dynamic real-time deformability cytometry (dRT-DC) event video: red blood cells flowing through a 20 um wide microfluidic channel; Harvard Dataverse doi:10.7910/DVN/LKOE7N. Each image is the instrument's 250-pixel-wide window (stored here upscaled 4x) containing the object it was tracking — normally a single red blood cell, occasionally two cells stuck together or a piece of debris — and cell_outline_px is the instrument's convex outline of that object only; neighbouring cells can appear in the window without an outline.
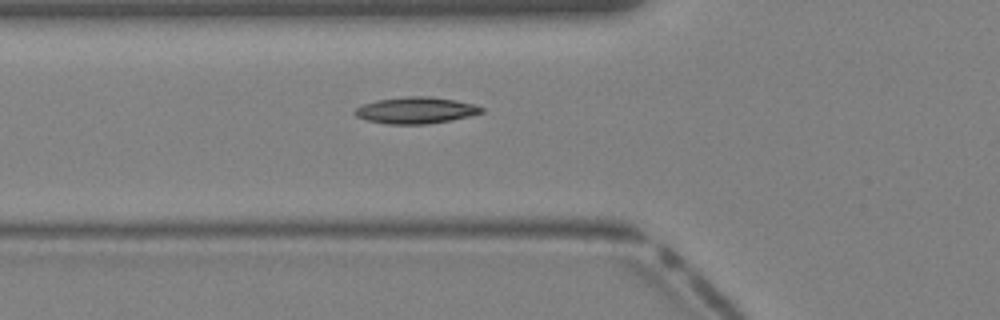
{"species": "Egyptian fruit bat (a non-hibernating species)", "species_latin": "Rousettus aegyptiacus", "temperature_condition": "warm", "stored_images_in_passage": 25, "camera_frame_rate_fps": 3000, "um_per_image_px": 0.085, "animal": {"sex": "female"}, "frame": {"image": 1, "passage_image": 2, "time_ms": 0.333, "image_size_px": [1000, 320], "cell_outline_px": [[484, 112], [468, 116], [428, 124], [388, 124], [364, 120], [356, 116], [352, 112], [356, 108], [364, 104], [376, 100], [408, 96], [428, 96], [456, 100], [476, 104], [484, 108]], "centroid_in_image_um": [35.33, 9.37], "position_along_channel_um": 90.5, "area_um2": 19.59}}
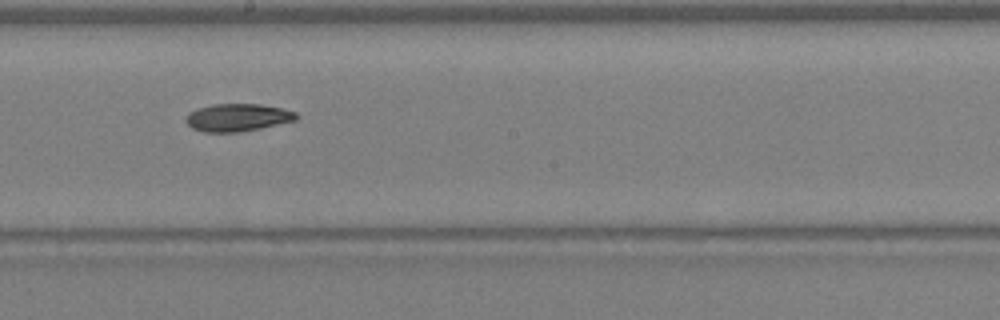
{"frame": {"image": 2, "passage_image": 10, "time_ms": 3.0, "image_size_px": [1000, 320], "cell_outline_px": [[300, 116], [296, 120], [260, 128], [240, 132], [204, 132], [192, 128], [184, 120], [188, 112], [196, 108], [212, 104], [260, 104], [280, 108], [296, 112]], "centroid_in_image_um": [20.16, 9.98], "position_along_channel_um": 228.0, "area_um2": 17.86}}
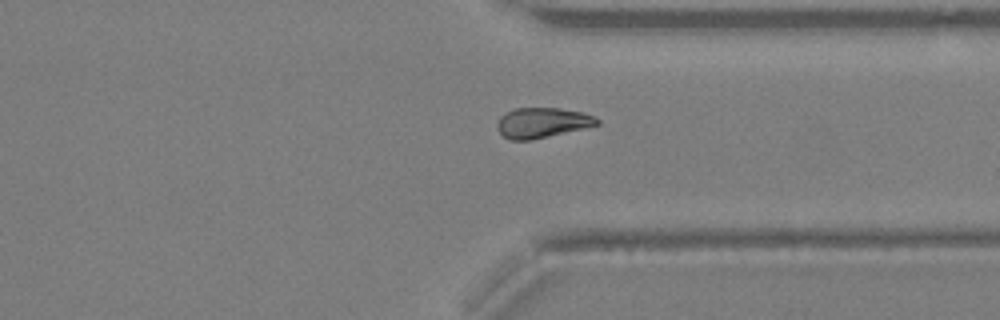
{"frame": {"image": 3, "passage_image": 18, "time_ms": 5.667, "image_size_px": [1000, 320], "cell_outline_px": [[600, 124], [584, 128], [548, 136], [528, 140], [512, 140], [504, 136], [496, 128], [496, 124], [500, 116], [516, 108], [560, 108], [584, 112], [600, 120]], "centroid_in_image_um": [46.09, 10.42], "position_along_channel_um": 365.3, "area_um2": 17.4}}